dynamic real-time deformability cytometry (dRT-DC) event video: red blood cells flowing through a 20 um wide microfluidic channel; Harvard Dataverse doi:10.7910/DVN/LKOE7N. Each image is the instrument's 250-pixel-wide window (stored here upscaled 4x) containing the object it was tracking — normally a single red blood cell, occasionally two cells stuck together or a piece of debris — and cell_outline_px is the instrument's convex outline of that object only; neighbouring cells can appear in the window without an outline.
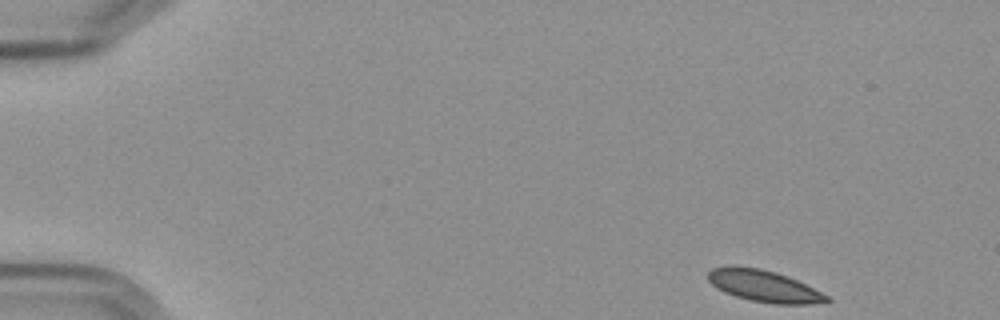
{"species": "Egyptian fruit bat (a non-hibernating species)", "species_latin": "Rousettus aegyptiacus", "temperature_condition": "cold", "stored_images_in_passage": 10, "camera_frame_rate_fps": 3000, "um_per_image_px": 0.085, "frame": {"image": 1, "passage_image": 1, "time_ms": 0.0, "image_size_px": [1000, 320], "cell_outline_px": [[832, 300], [812, 304], [772, 304], [752, 300], [736, 296], [724, 292], [716, 288], [708, 280], [708, 272], [712, 268], [728, 264], [736, 264], [760, 268], [776, 272], [788, 276], [828, 296]], "centroid_in_image_um": [64.86, 24.28], "position_along_channel_um": 20.1, "area_um2": 22.08}}